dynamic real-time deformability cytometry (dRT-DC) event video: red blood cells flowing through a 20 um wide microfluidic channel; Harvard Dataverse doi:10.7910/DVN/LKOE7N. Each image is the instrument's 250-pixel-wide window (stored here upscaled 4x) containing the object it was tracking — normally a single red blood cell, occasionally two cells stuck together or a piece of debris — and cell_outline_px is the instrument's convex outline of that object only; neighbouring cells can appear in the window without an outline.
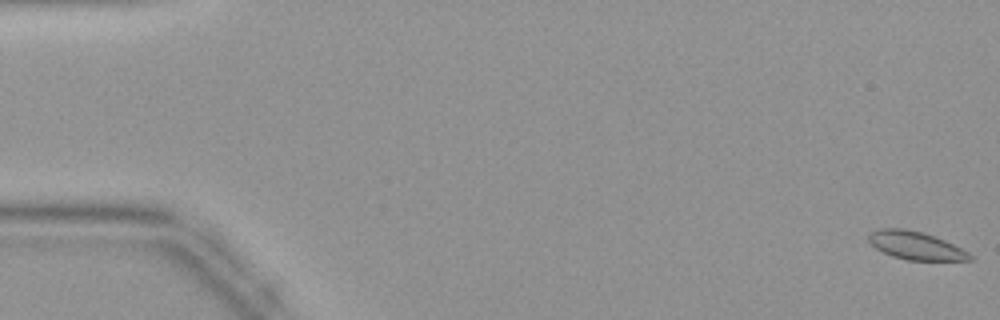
{"species": "common noctule bat (a hibernating species)", "species_latin": "Nyctalus noctula", "temperature_condition": "warm", "stored_images_in_passage": 45, "camera_frame_rate_fps": 3000, "um_per_image_px": 0.085, "animal": {"sex": "female", "body_mass_g": 19.9}, "frame": {"image": 1, "passage_image": 1, "time_ms": 0.0, "image_size_px": [1000, 320], "cell_outline_px": [[976, 260], [908, 260], [892, 256], [876, 248], [868, 240], [868, 232], [880, 228], [904, 228], [924, 232], [944, 240], [968, 252]], "centroid_in_image_um": [77.81, 20.86], "position_along_channel_um": 7.2, "area_um2": 16.53}}
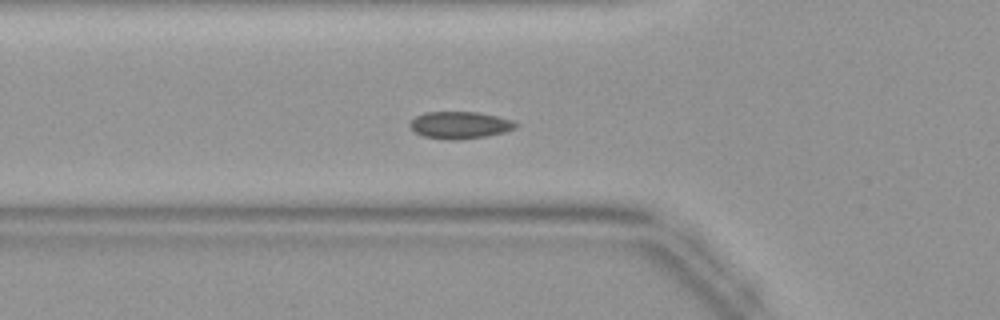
{"frame": {"image": 2, "passage_image": 16, "time_ms": 5.0, "image_size_px": [1000, 320], "cell_outline_px": [[520, 124], [516, 128], [504, 132], [488, 136], [452, 140], [448, 140], [424, 136], [416, 132], [408, 124], [416, 116], [424, 112], [476, 112], [496, 116], [512, 120]], "centroid_in_image_um": [39.11, 10.63], "position_along_channel_um": 86.7, "area_um2": 16.65}}
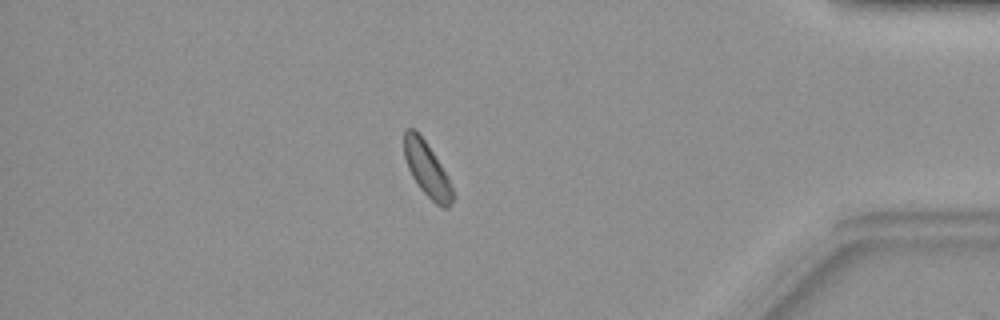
{"frame": {"image": 3, "passage_image": 39, "time_ms": 12.667, "image_size_px": [1000, 320], "cell_outline_px": [[456, 196], [452, 204], [448, 208], [444, 208], [436, 204], [420, 188], [412, 176], [408, 168], [404, 156], [404, 132], [408, 128], [412, 128], [424, 140], [448, 176]], "centroid_in_image_um": [36.33, 14.45], "position_along_channel_um": 398.9, "area_um2": 15.26}}